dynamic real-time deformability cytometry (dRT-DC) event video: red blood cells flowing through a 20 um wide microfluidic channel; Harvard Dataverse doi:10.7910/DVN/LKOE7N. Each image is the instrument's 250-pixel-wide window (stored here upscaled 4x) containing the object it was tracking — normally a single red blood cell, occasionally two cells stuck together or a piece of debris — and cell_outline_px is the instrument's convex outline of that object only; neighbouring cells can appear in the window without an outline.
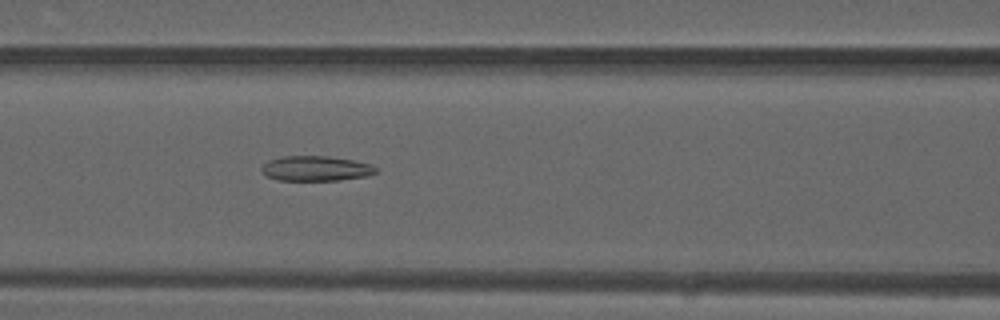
{"species": "common noctule bat (a hibernating species)", "species_latin": "Nyctalus noctula", "temperature_condition": "warm", "stored_images_in_passage": 37, "camera_frame_rate_fps": 3000, "um_per_image_px": 0.085, "animal": {"sex": "male", "forearm_length_mm": 52.5}, "frame": {"image": 1, "passage_image": 20, "time_ms": 6.333, "image_size_px": [1000, 320], "cell_outline_px": [[376, 172], [368, 176], [340, 180], [280, 180], [268, 176], [260, 168], [268, 160], [284, 156], [328, 156], [352, 160], [372, 164], [376, 168]], "centroid_in_image_um": [26.87, 14.31], "position_along_channel_um": 139.7, "area_um2": 16.53}}
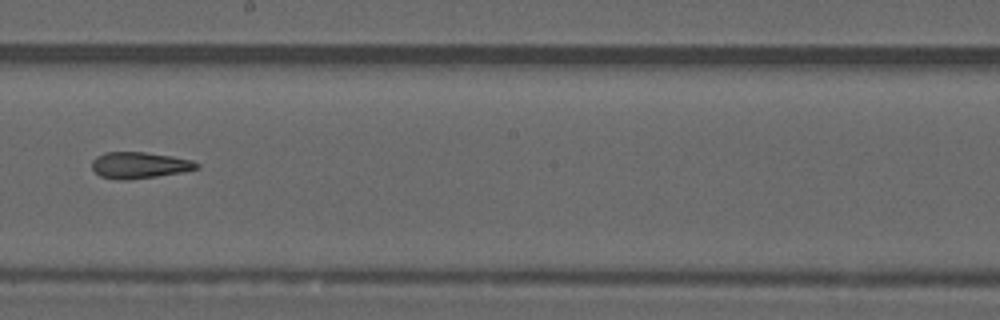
{"frame": {"image": 2, "passage_image": 27, "time_ms": 8.667, "image_size_px": [1000, 320], "cell_outline_px": [[200, 168], [180, 172], [156, 176], [128, 180], [116, 180], [100, 176], [92, 168], [92, 160], [96, 156], [104, 152], [144, 152], [172, 156], [192, 160], [200, 164]], "centroid_in_image_um": [11.83, 14.04], "position_along_channel_um": 236.4, "area_um2": 16.13}}
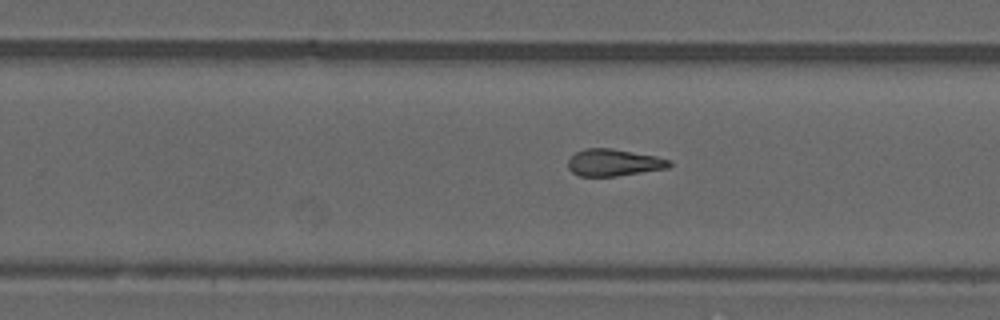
{"frame": {"image": 3, "passage_image": 30, "time_ms": 9.667, "image_size_px": [1000, 320], "cell_outline_px": [[672, 164], [668, 168], [616, 176], [580, 176], [572, 172], [568, 168], [568, 160], [576, 152], [584, 148], [612, 148], [656, 156], [672, 160]], "centroid_in_image_um": [52.18, 13.81], "position_along_channel_um": 277.6, "area_um2": 15.95}, "authors_computed_cell_mechanics": {"area_um2": 16.9354, "velocity_mm_per_s": 4.1477, "shape_relaxation_time_tau1_ms": null, "shape_relaxation_time_tau2_ms": 3.5354, "deformation_change_tau1": null, "deformation_change_tau2": 0.1426}}